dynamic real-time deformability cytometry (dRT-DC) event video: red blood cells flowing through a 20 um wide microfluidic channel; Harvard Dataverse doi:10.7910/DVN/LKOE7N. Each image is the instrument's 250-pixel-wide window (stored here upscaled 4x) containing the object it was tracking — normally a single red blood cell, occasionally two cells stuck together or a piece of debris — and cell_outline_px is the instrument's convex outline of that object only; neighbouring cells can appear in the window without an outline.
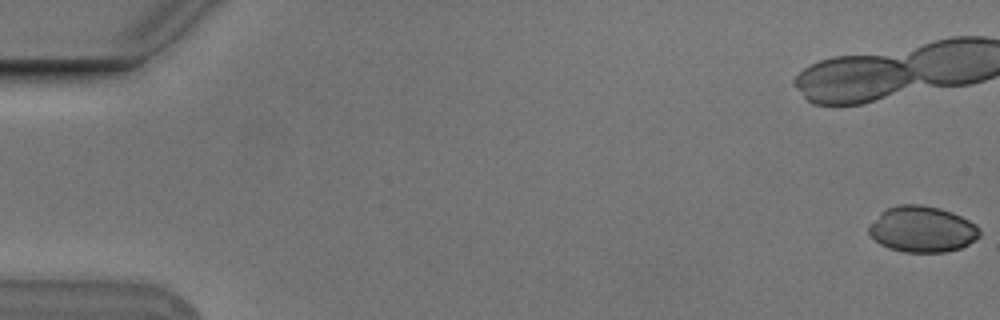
{"species": "Egyptian fruit bat (a non-hibernating species)", "species_latin": "Rousettus aegyptiacus", "temperature_condition": "cold", "stored_images_in_passage": 56, "camera_frame_rate_fps": 3000, "um_per_image_px": 0.085, "animal": {"sex": "male"}, "frame": {"image": 1, "passage_image": 1, "time_ms": 0.0, "image_size_px": [1000, 320], "cell_outline_px": [[980, 236], [976, 240], [960, 248], [944, 252], [904, 252], [888, 248], [880, 244], [868, 232], [868, 224], [880, 212], [896, 204], [920, 204], [940, 208], [952, 212], [976, 224], [980, 228]], "centroid_in_image_um": [78.37, 19.47], "position_along_channel_um": 6.6, "area_um2": 29.94}}
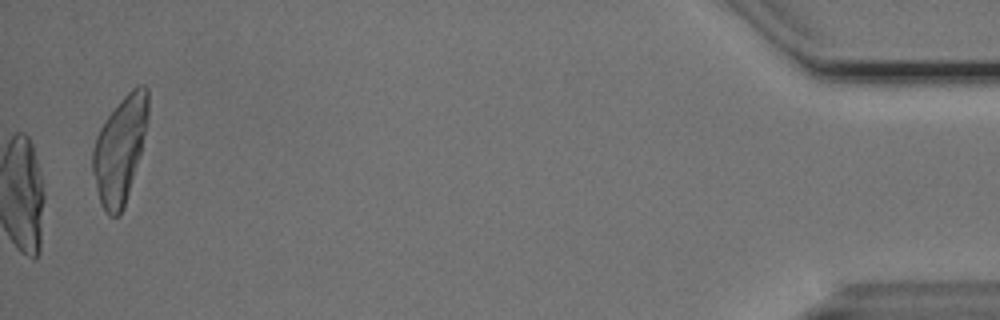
{"frame": {"image": 2, "passage_image": 56, "time_ms": 18.333, "image_size_px": [1000, 320], "cell_outline_px": [[148, 116], [140, 152], [124, 208], [120, 216], [108, 216], [104, 212], [100, 204], [92, 172], [92, 148], [96, 136], [104, 120], [120, 100], [136, 84], [144, 84], [148, 88]], "centroid_in_image_um": [10.17, 12.71], "position_along_channel_um": 425.0, "area_um2": 34.28}}